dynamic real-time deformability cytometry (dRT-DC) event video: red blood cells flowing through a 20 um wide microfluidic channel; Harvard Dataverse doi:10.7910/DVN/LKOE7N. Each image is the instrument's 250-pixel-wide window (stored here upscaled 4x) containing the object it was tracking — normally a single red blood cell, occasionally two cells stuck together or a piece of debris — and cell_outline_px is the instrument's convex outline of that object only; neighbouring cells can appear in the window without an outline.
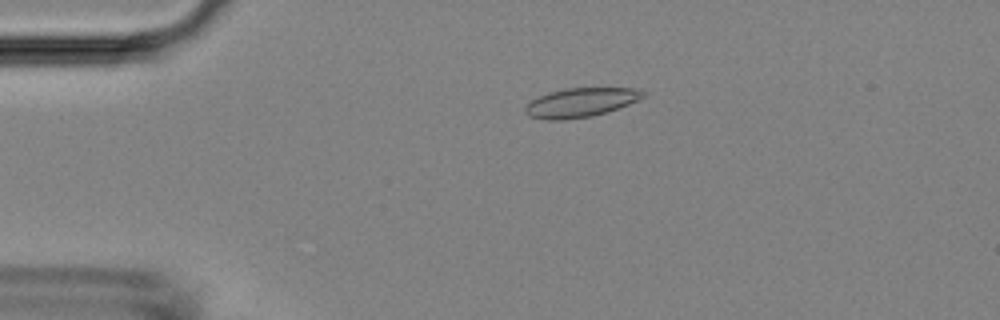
{"species": "Egyptian fruit bat (a non-hibernating species)", "species_latin": "Rousettus aegyptiacus", "temperature_condition": "room temperature", "stored_images_in_passage": 4, "camera_frame_rate_fps": 3000, "um_per_image_px": 0.085, "animal": {"sex": "female"}, "frame": {"image": 1, "passage_image": 3, "time_ms": 3.0, "image_size_px": [1000, 320], "cell_outline_px": [[648, 92], [644, 96], [628, 104], [608, 112], [592, 116], [564, 120], [544, 120], [528, 116], [524, 112], [524, 108], [532, 100], [548, 92], [564, 88], [632, 88]], "centroid_in_image_um": [49.33, 8.72], "position_along_channel_um": 35.7, "area_um2": 20.06}}
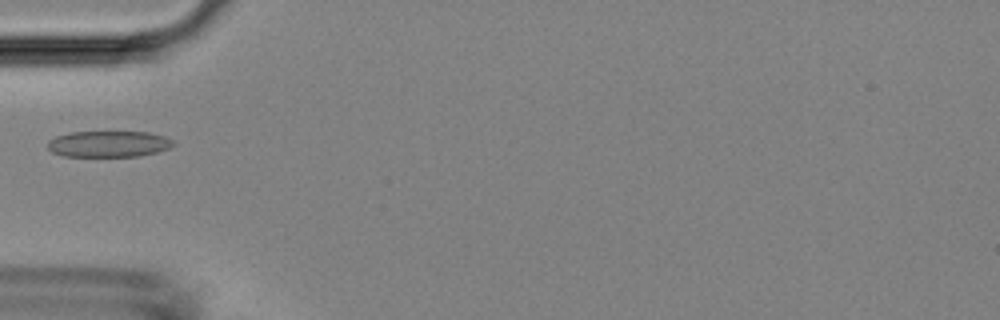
{"frame": {"image": 2, "passage_image": 4, "time_ms": 5.0, "image_size_px": [1000, 320], "cell_outline_px": [[176, 144], [168, 148], [156, 152], [140, 156], [64, 156], [52, 152], [48, 148], [48, 140], [56, 136], [72, 132], [148, 132], [164, 136], [172, 140]], "centroid_in_image_um": [9.23, 12.23], "position_along_channel_um": 75.8, "area_um2": 19.07}}